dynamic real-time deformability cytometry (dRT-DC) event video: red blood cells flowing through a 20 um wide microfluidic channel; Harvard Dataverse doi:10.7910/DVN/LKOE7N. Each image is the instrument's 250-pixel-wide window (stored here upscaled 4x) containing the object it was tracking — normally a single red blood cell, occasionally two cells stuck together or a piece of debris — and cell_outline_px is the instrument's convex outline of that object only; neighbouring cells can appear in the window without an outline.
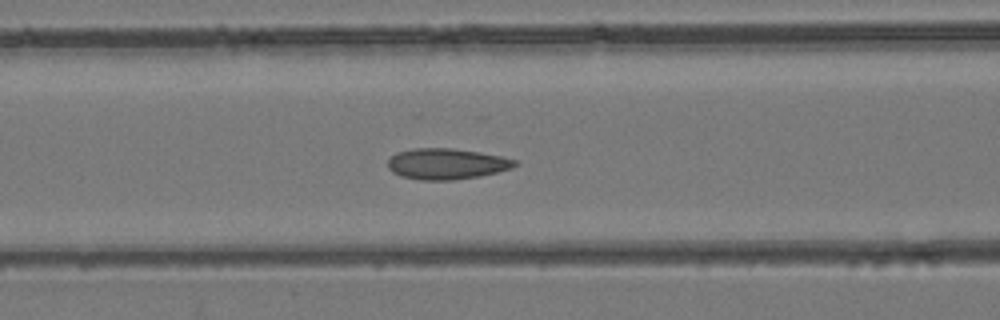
{"species": "common noctule bat (a hibernating species)", "species_latin": "Nyctalus noctula", "temperature_condition": "room temperature", "stored_images_in_passage": 39, "camera_frame_rate_fps": 3000, "um_per_image_px": 0.085, "animal": {"sex": "female", "body_mass_g": 24.6, "forearm_length_mm": 56.2}, "frame": {"image": 1, "passage_image": 13, "time_ms": 4.0, "image_size_px": [1000, 320], "cell_outline_px": [[520, 164], [512, 168], [480, 176], [452, 180], [420, 180], [404, 176], [392, 172], [388, 168], [388, 160], [396, 152], [412, 148], [452, 148], [500, 156], [516, 160]], "centroid_in_image_um": [37.95, 13.92], "position_along_channel_um": 128.6, "area_um2": 22.77}}
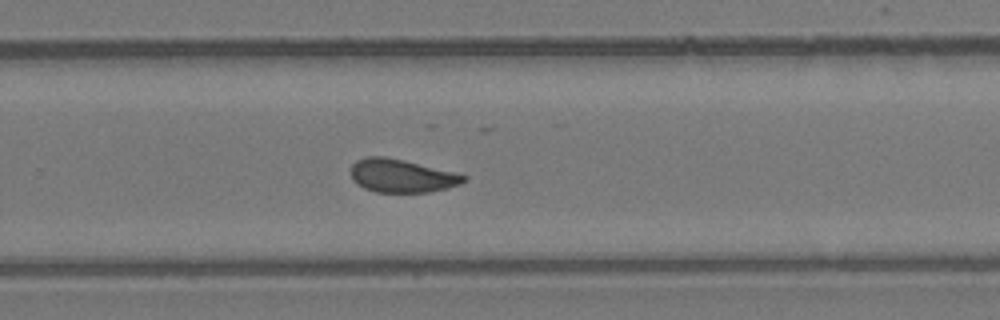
{"frame": {"image": 2, "passage_image": 24, "time_ms": 7.667, "image_size_px": [1000, 320], "cell_outline_px": [[468, 180], [460, 184], [448, 188], [428, 192], [376, 192], [364, 188], [356, 184], [352, 180], [352, 164], [356, 160], [368, 156], [384, 156], [452, 172], [468, 176]], "centroid_in_image_um": [34.12, 14.96], "position_along_channel_um": 295.7, "area_um2": 21.62}}
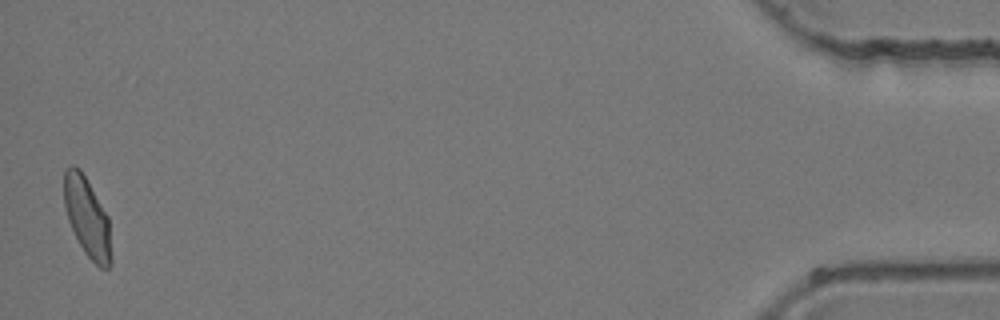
{"frame": {"image": 3, "passage_image": 39, "time_ms": 12.667, "image_size_px": [1000, 320], "cell_outline_px": [[112, 264], [108, 268], [100, 268], [84, 252], [68, 220], [64, 204], [64, 168], [72, 164], [80, 168], [108, 216], [112, 256]], "centroid_in_image_um": [7.42, 18.46], "position_along_channel_um": 427.8, "area_um2": 21.79}}